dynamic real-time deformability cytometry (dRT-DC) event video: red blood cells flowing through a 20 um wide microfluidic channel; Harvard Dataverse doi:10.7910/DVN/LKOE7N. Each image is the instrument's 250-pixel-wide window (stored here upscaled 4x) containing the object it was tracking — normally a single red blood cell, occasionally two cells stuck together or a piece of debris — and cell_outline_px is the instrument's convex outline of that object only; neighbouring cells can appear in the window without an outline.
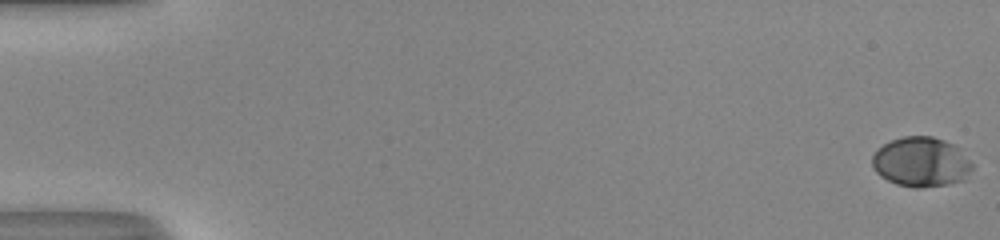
{"species": "human", "species_latin": "Homo sapiens", "temperature_condition": "room temperature", "stored_images_in_passage": 54, "camera_frame_rate_fps": 3000, "um_per_image_px": 0.085, "donor": {"sex": "male"}, "frame": {"image": 1, "passage_image": 1, "time_ms": 0.0, "image_size_px": [1000, 240], "cell_outline_px": [[972, 168], [964, 180], [948, 184], [920, 188], [912, 188], [896, 184], [880, 176], [872, 168], [872, 156], [884, 144], [892, 140], [904, 136], [932, 136], [944, 140], [952, 144], [972, 164]], "centroid_in_image_um": [78.26, 13.79], "position_along_channel_um": 6.7, "area_um2": 28.73}}
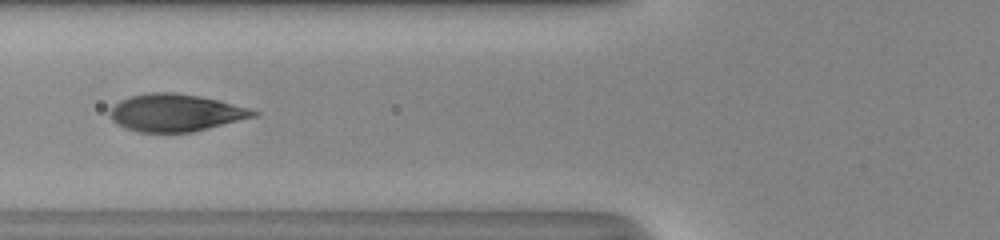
{"frame": {"image": 2, "passage_image": 23, "time_ms": 7.333, "image_size_px": [1000, 240], "cell_outline_px": [[260, 112], [256, 116], [192, 132], [136, 132], [124, 128], [116, 124], [108, 116], [108, 112], [120, 100], [132, 96], [148, 92], [172, 92], [200, 96], [216, 100]], "centroid_in_image_um": [14.84, 9.59], "position_along_channel_um": 111.0, "area_um2": 30.98}}
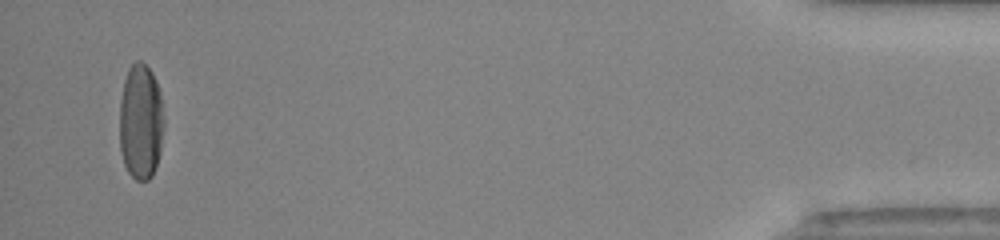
{"frame": {"image": 3, "passage_image": 52, "time_ms": 17.0, "image_size_px": [1000, 240], "cell_outline_px": [[164, 128], [160, 152], [156, 168], [152, 176], [148, 180], [136, 180], [128, 172], [124, 164], [120, 152], [120, 100], [124, 80], [128, 68], [136, 60], [140, 60], [152, 72], [156, 80], [160, 92], [164, 116]], "centroid_in_image_um": [11.97, 10.36], "position_along_channel_um": 423.2, "area_um2": 30.4}}